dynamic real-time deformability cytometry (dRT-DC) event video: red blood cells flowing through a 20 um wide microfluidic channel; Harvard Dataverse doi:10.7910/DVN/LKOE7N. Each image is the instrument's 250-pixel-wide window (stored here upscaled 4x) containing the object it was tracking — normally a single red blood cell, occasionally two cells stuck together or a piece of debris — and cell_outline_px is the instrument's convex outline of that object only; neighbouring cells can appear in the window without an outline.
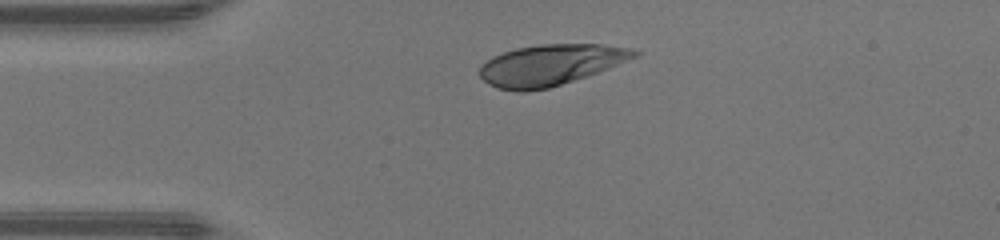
{"species": "human", "species_latin": "Homo sapiens", "temperature_condition": "warm", "stored_images_in_passage": 30, "camera_frame_rate_fps": 3000, "um_per_image_px": 0.085, "donor": {"sex": "male"}, "frame": {"image": 1, "passage_image": 1, "time_ms": 0.0, "image_size_px": [1000, 240], "cell_outline_px": [[640, 56], [608, 68], [548, 88], [524, 92], [516, 92], [496, 88], [488, 84], [480, 76], [480, 64], [492, 56], [516, 48], [540, 44], [604, 44], [632, 48], [640, 52]], "centroid_in_image_um": [46.77, 5.51], "position_along_channel_um": 38.2, "area_um2": 36.93}}
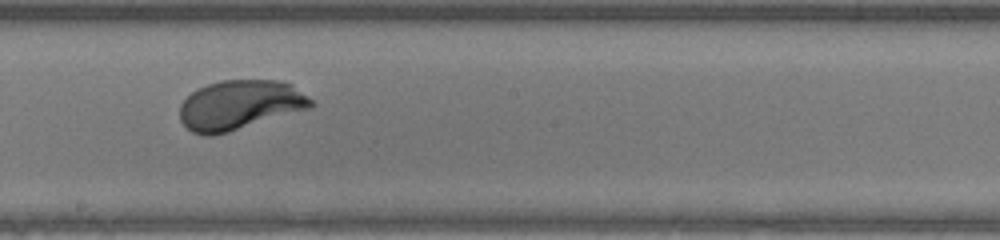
{"frame": {"image": 2, "passage_image": 16, "time_ms": 5.0, "image_size_px": [1000, 240], "cell_outline_px": [[316, 104], [312, 108], [228, 132], [212, 136], [204, 136], [192, 132], [180, 120], [180, 104], [192, 92], [208, 84], [224, 80], [276, 80], [292, 84], [312, 100]], "centroid_in_image_um": [20.41, 8.93], "position_along_channel_um": 227.8, "area_um2": 37.86}}
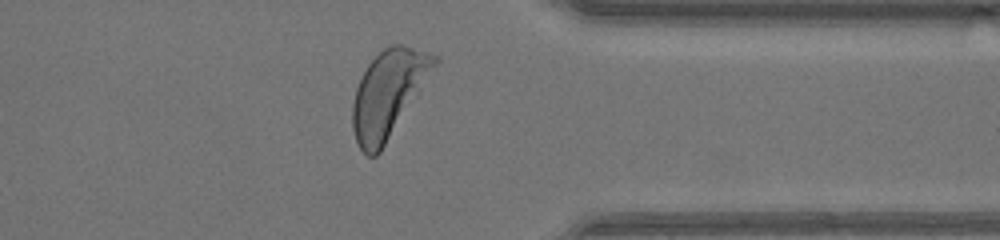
{"frame": {"image": 3, "passage_image": 27, "time_ms": 8.667, "image_size_px": [1000, 240], "cell_outline_px": [[440, 60], [380, 152], [376, 156], [368, 156], [360, 148], [356, 140], [352, 128], [352, 104], [356, 88], [368, 64], [384, 48], [392, 44], [400, 44], [428, 52], [440, 56]], "centroid_in_image_um": [33.0, 7.95], "position_along_channel_um": 378.4, "area_um2": 40.81}, "authors_computed_cell_mechanics": {"area_um2": 37.859, "velocity_mm_per_s": 4.363, "shape_relaxation_time_tau1_ms": 1.5061, "shape_relaxation_time_tau2_ms": null, "deformation_change_tau1": 0.1628, "deformation_change_tau2": null}}